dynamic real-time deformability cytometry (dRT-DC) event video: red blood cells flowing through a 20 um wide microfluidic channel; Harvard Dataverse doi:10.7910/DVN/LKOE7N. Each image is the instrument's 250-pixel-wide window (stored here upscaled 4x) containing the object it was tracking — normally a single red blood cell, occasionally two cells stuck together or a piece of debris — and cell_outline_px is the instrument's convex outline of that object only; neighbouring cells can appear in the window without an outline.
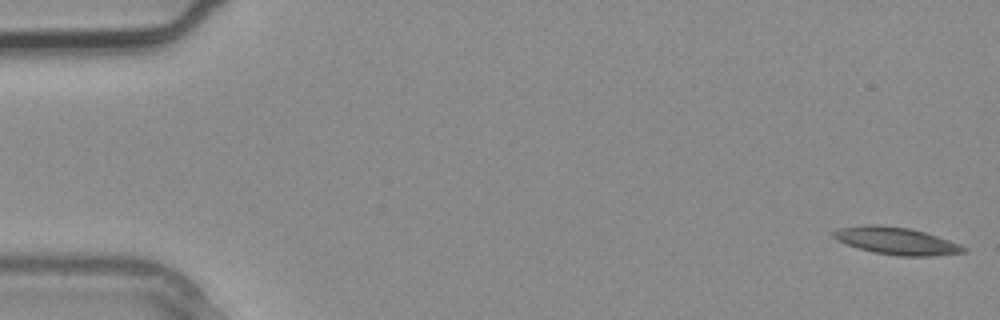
{"species": "common noctule bat (a hibernating species)", "species_latin": "Nyctalus noctula", "temperature_condition": "warm", "stored_images_in_passage": 3, "camera_frame_rate_fps": 3000, "um_per_image_px": 0.085, "animal": {"sex": "male", "body_mass_g": 20.4}, "frame": {"image": 1, "passage_image": 1, "time_ms": 0.0, "image_size_px": [1000, 320], "cell_outline_px": [[968, 252], [932, 256], [900, 256], [872, 252], [836, 240], [832, 236], [832, 232], [840, 228], [864, 224], [876, 224], [912, 228], [960, 244], [968, 248]], "centroid_in_image_um": [76.21, 20.47], "position_along_channel_um": 8.8, "area_um2": 20.75}}